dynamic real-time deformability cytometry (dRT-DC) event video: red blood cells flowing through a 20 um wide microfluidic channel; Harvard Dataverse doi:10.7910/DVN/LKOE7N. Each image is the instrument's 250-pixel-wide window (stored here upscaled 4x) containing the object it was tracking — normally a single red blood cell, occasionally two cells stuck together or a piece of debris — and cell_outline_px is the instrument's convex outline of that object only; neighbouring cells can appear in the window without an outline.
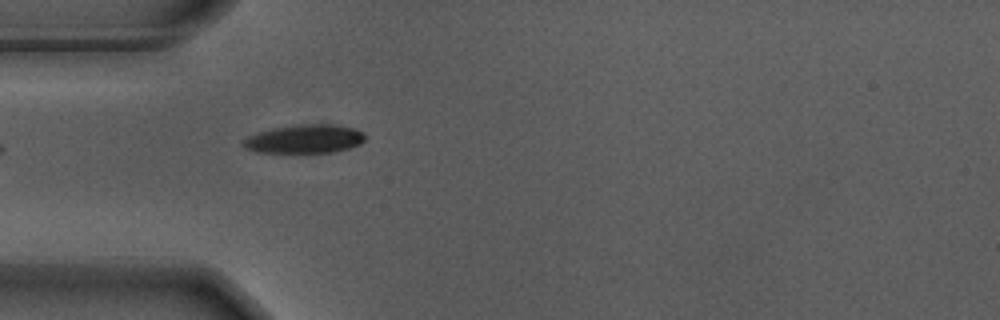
{"species": "Egyptian fruit bat (a non-hibernating species)", "species_latin": "Rousettus aegyptiacus", "temperature_condition": "warm", "stored_images_in_passage": 16, "camera_frame_rate_fps": 3000, "um_per_image_px": 0.085, "animal": {"sex": "male"}, "frame": {"image": 1, "passage_image": 1, "time_ms": 0.0, "image_size_px": [1000, 320], "cell_outline_px": [[364, 140], [360, 144], [348, 148], [332, 152], [256, 152], [244, 148], [240, 144], [248, 136], [272, 128], [296, 124], [332, 124], [356, 128], [364, 136]], "centroid_in_image_um": [25.86, 11.8], "position_along_channel_um": 59.1, "area_um2": 20.23}}
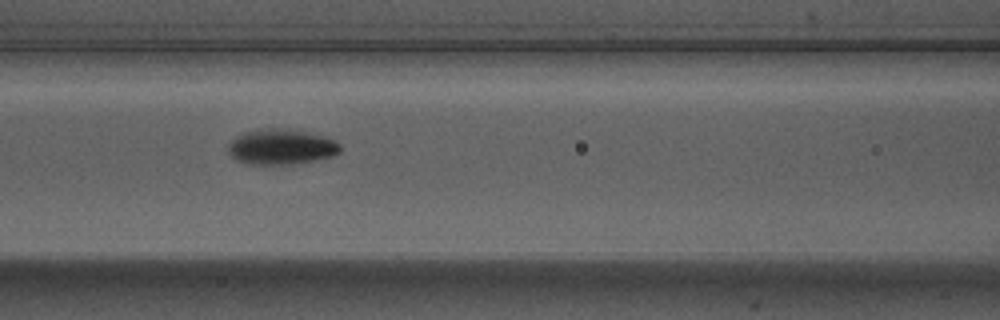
{"frame": {"image": 2, "passage_image": 8, "time_ms": 2.333, "image_size_px": [1000, 320], "cell_outline_px": [[340, 152], [332, 156], [292, 164], [248, 164], [236, 160], [228, 152], [228, 144], [236, 136], [244, 132], [268, 128], [296, 128], [324, 136], [340, 144]], "centroid_in_image_um": [23.89, 12.46], "position_along_channel_um": 142.7, "area_um2": 23.18}}
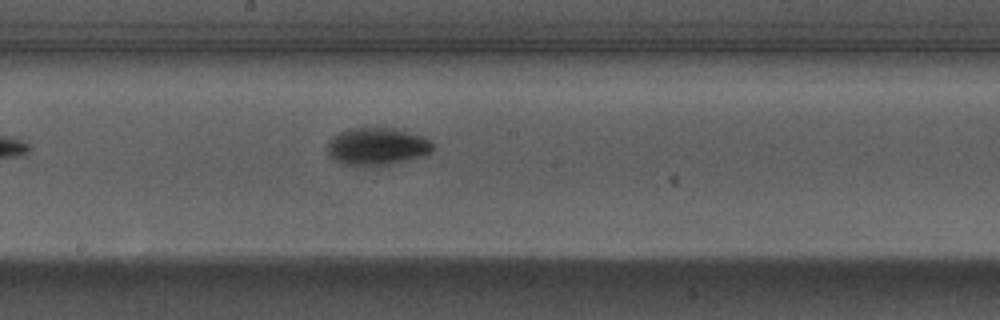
{"frame": {"image": 3, "passage_image": 14, "time_ms": 4.333, "image_size_px": [1000, 320], "cell_outline_px": [[432, 152], [424, 156], [388, 168], [340, 164], [328, 152], [328, 144], [332, 136], [348, 128], [396, 128], [424, 136], [432, 144]], "centroid_in_image_um": [32.1, 12.49], "position_along_channel_um": 216.1, "area_um2": 23.81}}